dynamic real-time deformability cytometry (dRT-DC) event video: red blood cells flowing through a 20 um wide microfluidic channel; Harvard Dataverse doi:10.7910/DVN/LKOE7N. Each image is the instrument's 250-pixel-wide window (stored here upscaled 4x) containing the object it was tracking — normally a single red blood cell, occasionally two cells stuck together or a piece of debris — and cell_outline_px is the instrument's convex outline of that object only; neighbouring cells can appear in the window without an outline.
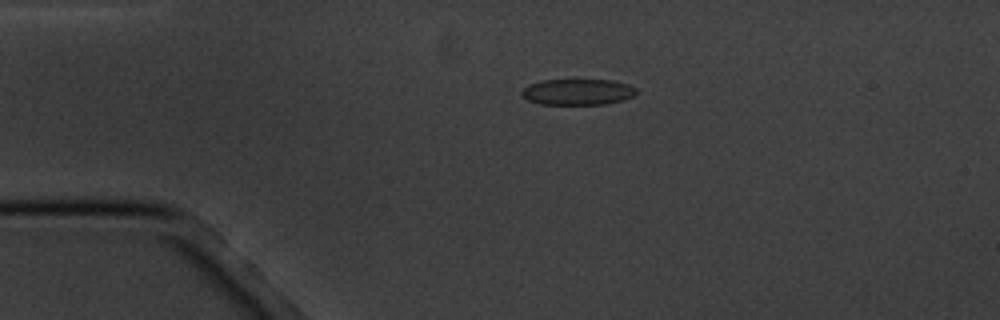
{"species": "common noctule bat (a hibernating species)", "species_latin": "Nyctalus noctula", "temperature_condition": "cold", "stored_images_in_passage": 4, "camera_frame_rate_fps": 3000, "um_per_image_px": 0.085, "animal": {"sex": "male", "body_mass_g": 20.1, "forearm_length_mm": 53.5}, "frame": {"image": 1, "passage_image": 3, "time_ms": 3.0, "image_size_px": [1000, 320], "cell_outline_px": [[636, 92], [632, 96], [624, 100], [604, 104], [540, 104], [528, 100], [520, 92], [528, 84], [544, 80], [612, 80], [628, 84], [636, 88]], "centroid_in_image_um": [49.1, 7.81], "position_along_channel_um": 35.9, "area_um2": 17.28}}